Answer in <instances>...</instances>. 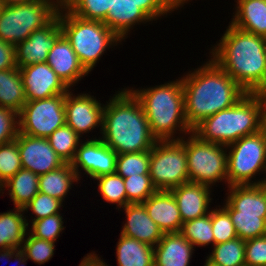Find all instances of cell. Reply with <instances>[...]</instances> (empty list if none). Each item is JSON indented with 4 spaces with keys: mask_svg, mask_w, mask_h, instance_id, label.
<instances>
[{
    "mask_svg": "<svg viewBox=\"0 0 266 266\" xmlns=\"http://www.w3.org/2000/svg\"><path fill=\"white\" fill-rule=\"evenodd\" d=\"M19 132L18 113L0 107V145L12 142Z\"/></svg>",
    "mask_w": 266,
    "mask_h": 266,
    "instance_id": "cell-44",
    "label": "cell"
},
{
    "mask_svg": "<svg viewBox=\"0 0 266 266\" xmlns=\"http://www.w3.org/2000/svg\"><path fill=\"white\" fill-rule=\"evenodd\" d=\"M116 245L118 266H154V247L123 234Z\"/></svg>",
    "mask_w": 266,
    "mask_h": 266,
    "instance_id": "cell-27",
    "label": "cell"
},
{
    "mask_svg": "<svg viewBox=\"0 0 266 266\" xmlns=\"http://www.w3.org/2000/svg\"><path fill=\"white\" fill-rule=\"evenodd\" d=\"M63 0H31L18 5H1L0 39L16 46L29 35L49 24Z\"/></svg>",
    "mask_w": 266,
    "mask_h": 266,
    "instance_id": "cell-7",
    "label": "cell"
},
{
    "mask_svg": "<svg viewBox=\"0 0 266 266\" xmlns=\"http://www.w3.org/2000/svg\"><path fill=\"white\" fill-rule=\"evenodd\" d=\"M31 0H0L1 5H18Z\"/></svg>",
    "mask_w": 266,
    "mask_h": 266,
    "instance_id": "cell-51",
    "label": "cell"
},
{
    "mask_svg": "<svg viewBox=\"0 0 266 266\" xmlns=\"http://www.w3.org/2000/svg\"><path fill=\"white\" fill-rule=\"evenodd\" d=\"M63 202L42 192H38L33 199L23 208L28 213L35 214L32 222L44 217L60 213Z\"/></svg>",
    "mask_w": 266,
    "mask_h": 266,
    "instance_id": "cell-43",
    "label": "cell"
},
{
    "mask_svg": "<svg viewBox=\"0 0 266 266\" xmlns=\"http://www.w3.org/2000/svg\"><path fill=\"white\" fill-rule=\"evenodd\" d=\"M212 187L196 182H186L171 189L180 211L182 222L197 219L210 213ZM209 210V211H208Z\"/></svg>",
    "mask_w": 266,
    "mask_h": 266,
    "instance_id": "cell-18",
    "label": "cell"
},
{
    "mask_svg": "<svg viewBox=\"0 0 266 266\" xmlns=\"http://www.w3.org/2000/svg\"><path fill=\"white\" fill-rule=\"evenodd\" d=\"M79 180L72 165L66 163L56 170L39 175V192L65 202L72 184Z\"/></svg>",
    "mask_w": 266,
    "mask_h": 266,
    "instance_id": "cell-28",
    "label": "cell"
},
{
    "mask_svg": "<svg viewBox=\"0 0 266 266\" xmlns=\"http://www.w3.org/2000/svg\"><path fill=\"white\" fill-rule=\"evenodd\" d=\"M117 153L100 137L87 139L79 144L74 160L70 163L81 180V170L92 179L116 172Z\"/></svg>",
    "mask_w": 266,
    "mask_h": 266,
    "instance_id": "cell-12",
    "label": "cell"
},
{
    "mask_svg": "<svg viewBox=\"0 0 266 266\" xmlns=\"http://www.w3.org/2000/svg\"><path fill=\"white\" fill-rule=\"evenodd\" d=\"M224 199L238 215L260 216L266 221V189L260 184L227 186Z\"/></svg>",
    "mask_w": 266,
    "mask_h": 266,
    "instance_id": "cell-21",
    "label": "cell"
},
{
    "mask_svg": "<svg viewBox=\"0 0 266 266\" xmlns=\"http://www.w3.org/2000/svg\"><path fill=\"white\" fill-rule=\"evenodd\" d=\"M194 246L180 233H164L154 247V266H190Z\"/></svg>",
    "mask_w": 266,
    "mask_h": 266,
    "instance_id": "cell-22",
    "label": "cell"
},
{
    "mask_svg": "<svg viewBox=\"0 0 266 266\" xmlns=\"http://www.w3.org/2000/svg\"><path fill=\"white\" fill-rule=\"evenodd\" d=\"M19 70L27 101L66 94L70 90L46 62L21 67Z\"/></svg>",
    "mask_w": 266,
    "mask_h": 266,
    "instance_id": "cell-16",
    "label": "cell"
},
{
    "mask_svg": "<svg viewBox=\"0 0 266 266\" xmlns=\"http://www.w3.org/2000/svg\"><path fill=\"white\" fill-rule=\"evenodd\" d=\"M149 217L164 233L180 232L182 219L171 191L157 190L143 202Z\"/></svg>",
    "mask_w": 266,
    "mask_h": 266,
    "instance_id": "cell-19",
    "label": "cell"
},
{
    "mask_svg": "<svg viewBox=\"0 0 266 266\" xmlns=\"http://www.w3.org/2000/svg\"><path fill=\"white\" fill-rule=\"evenodd\" d=\"M185 139L189 181L210 187L217 182L227 185V150L225 145L201 140L193 132Z\"/></svg>",
    "mask_w": 266,
    "mask_h": 266,
    "instance_id": "cell-8",
    "label": "cell"
},
{
    "mask_svg": "<svg viewBox=\"0 0 266 266\" xmlns=\"http://www.w3.org/2000/svg\"><path fill=\"white\" fill-rule=\"evenodd\" d=\"M152 21L135 3L113 0L106 18L102 21L122 41L128 37L133 26Z\"/></svg>",
    "mask_w": 266,
    "mask_h": 266,
    "instance_id": "cell-23",
    "label": "cell"
},
{
    "mask_svg": "<svg viewBox=\"0 0 266 266\" xmlns=\"http://www.w3.org/2000/svg\"><path fill=\"white\" fill-rule=\"evenodd\" d=\"M222 207L229 213L235 227L237 237L243 240L266 235V221L260 216L238 215L225 200Z\"/></svg>",
    "mask_w": 266,
    "mask_h": 266,
    "instance_id": "cell-33",
    "label": "cell"
},
{
    "mask_svg": "<svg viewBox=\"0 0 266 266\" xmlns=\"http://www.w3.org/2000/svg\"><path fill=\"white\" fill-rule=\"evenodd\" d=\"M211 219L215 245L237 238L231 217L223 207L218 205L216 209H211Z\"/></svg>",
    "mask_w": 266,
    "mask_h": 266,
    "instance_id": "cell-42",
    "label": "cell"
},
{
    "mask_svg": "<svg viewBox=\"0 0 266 266\" xmlns=\"http://www.w3.org/2000/svg\"><path fill=\"white\" fill-rule=\"evenodd\" d=\"M128 89L140 101L151 134L157 140H181L193 131L185 118L181 77L149 88Z\"/></svg>",
    "mask_w": 266,
    "mask_h": 266,
    "instance_id": "cell-4",
    "label": "cell"
},
{
    "mask_svg": "<svg viewBox=\"0 0 266 266\" xmlns=\"http://www.w3.org/2000/svg\"><path fill=\"white\" fill-rule=\"evenodd\" d=\"M123 210L126 214V222L120 234L155 247L162 239L163 232L149 217L144 204L129 203L123 207Z\"/></svg>",
    "mask_w": 266,
    "mask_h": 266,
    "instance_id": "cell-20",
    "label": "cell"
},
{
    "mask_svg": "<svg viewBox=\"0 0 266 266\" xmlns=\"http://www.w3.org/2000/svg\"><path fill=\"white\" fill-rule=\"evenodd\" d=\"M24 213L23 208L16 207L0 213V249L21 248L29 229L28 216Z\"/></svg>",
    "mask_w": 266,
    "mask_h": 266,
    "instance_id": "cell-25",
    "label": "cell"
},
{
    "mask_svg": "<svg viewBox=\"0 0 266 266\" xmlns=\"http://www.w3.org/2000/svg\"><path fill=\"white\" fill-rule=\"evenodd\" d=\"M204 266H217V265L212 264L209 260L206 259Z\"/></svg>",
    "mask_w": 266,
    "mask_h": 266,
    "instance_id": "cell-53",
    "label": "cell"
},
{
    "mask_svg": "<svg viewBox=\"0 0 266 266\" xmlns=\"http://www.w3.org/2000/svg\"><path fill=\"white\" fill-rule=\"evenodd\" d=\"M185 138L157 140L150 150L149 175L157 190L170 191L189 182Z\"/></svg>",
    "mask_w": 266,
    "mask_h": 266,
    "instance_id": "cell-9",
    "label": "cell"
},
{
    "mask_svg": "<svg viewBox=\"0 0 266 266\" xmlns=\"http://www.w3.org/2000/svg\"><path fill=\"white\" fill-rule=\"evenodd\" d=\"M15 141L18 143L22 169L41 175L66 164L50 146L47 138L18 132Z\"/></svg>",
    "mask_w": 266,
    "mask_h": 266,
    "instance_id": "cell-14",
    "label": "cell"
},
{
    "mask_svg": "<svg viewBox=\"0 0 266 266\" xmlns=\"http://www.w3.org/2000/svg\"><path fill=\"white\" fill-rule=\"evenodd\" d=\"M12 259L17 261L15 264L18 265L16 266H24L25 264H27L26 261H28V259L25 257V253L21 250V248L19 249L12 248Z\"/></svg>",
    "mask_w": 266,
    "mask_h": 266,
    "instance_id": "cell-48",
    "label": "cell"
},
{
    "mask_svg": "<svg viewBox=\"0 0 266 266\" xmlns=\"http://www.w3.org/2000/svg\"><path fill=\"white\" fill-rule=\"evenodd\" d=\"M123 2L135 3L152 20L156 21L161 16L167 17L178 8L187 4L186 0H122ZM182 6V7H181ZM166 15V16H165Z\"/></svg>",
    "mask_w": 266,
    "mask_h": 266,
    "instance_id": "cell-41",
    "label": "cell"
},
{
    "mask_svg": "<svg viewBox=\"0 0 266 266\" xmlns=\"http://www.w3.org/2000/svg\"><path fill=\"white\" fill-rule=\"evenodd\" d=\"M26 101L19 68L0 70V107L19 113Z\"/></svg>",
    "mask_w": 266,
    "mask_h": 266,
    "instance_id": "cell-29",
    "label": "cell"
},
{
    "mask_svg": "<svg viewBox=\"0 0 266 266\" xmlns=\"http://www.w3.org/2000/svg\"><path fill=\"white\" fill-rule=\"evenodd\" d=\"M81 137L68 125L56 129L47 139L50 146L65 163L74 160L76 150L82 142Z\"/></svg>",
    "mask_w": 266,
    "mask_h": 266,
    "instance_id": "cell-32",
    "label": "cell"
},
{
    "mask_svg": "<svg viewBox=\"0 0 266 266\" xmlns=\"http://www.w3.org/2000/svg\"><path fill=\"white\" fill-rule=\"evenodd\" d=\"M113 0H63V5L76 16L86 20L103 21Z\"/></svg>",
    "mask_w": 266,
    "mask_h": 266,
    "instance_id": "cell-35",
    "label": "cell"
},
{
    "mask_svg": "<svg viewBox=\"0 0 266 266\" xmlns=\"http://www.w3.org/2000/svg\"><path fill=\"white\" fill-rule=\"evenodd\" d=\"M57 16L62 34L71 43L79 62L88 73L96 67L107 49L122 42L102 21L80 18L64 5L60 6Z\"/></svg>",
    "mask_w": 266,
    "mask_h": 266,
    "instance_id": "cell-6",
    "label": "cell"
},
{
    "mask_svg": "<svg viewBox=\"0 0 266 266\" xmlns=\"http://www.w3.org/2000/svg\"><path fill=\"white\" fill-rule=\"evenodd\" d=\"M259 132L262 134L264 143L266 145V105L263 108L261 116H260Z\"/></svg>",
    "mask_w": 266,
    "mask_h": 266,
    "instance_id": "cell-49",
    "label": "cell"
},
{
    "mask_svg": "<svg viewBox=\"0 0 266 266\" xmlns=\"http://www.w3.org/2000/svg\"><path fill=\"white\" fill-rule=\"evenodd\" d=\"M180 233L189 241L194 248L215 245L212 232L211 209L210 213L182 223Z\"/></svg>",
    "mask_w": 266,
    "mask_h": 266,
    "instance_id": "cell-31",
    "label": "cell"
},
{
    "mask_svg": "<svg viewBox=\"0 0 266 266\" xmlns=\"http://www.w3.org/2000/svg\"><path fill=\"white\" fill-rule=\"evenodd\" d=\"M28 235V237H27ZM21 250L25 257L39 265L45 264L52 259L55 251V243L32 236L29 232L22 243Z\"/></svg>",
    "mask_w": 266,
    "mask_h": 266,
    "instance_id": "cell-37",
    "label": "cell"
},
{
    "mask_svg": "<svg viewBox=\"0 0 266 266\" xmlns=\"http://www.w3.org/2000/svg\"><path fill=\"white\" fill-rule=\"evenodd\" d=\"M78 266H108L95 252L88 253Z\"/></svg>",
    "mask_w": 266,
    "mask_h": 266,
    "instance_id": "cell-47",
    "label": "cell"
},
{
    "mask_svg": "<svg viewBox=\"0 0 266 266\" xmlns=\"http://www.w3.org/2000/svg\"><path fill=\"white\" fill-rule=\"evenodd\" d=\"M212 247V252L207 256V260L212 264L217 266H245V240L237 237Z\"/></svg>",
    "mask_w": 266,
    "mask_h": 266,
    "instance_id": "cell-30",
    "label": "cell"
},
{
    "mask_svg": "<svg viewBox=\"0 0 266 266\" xmlns=\"http://www.w3.org/2000/svg\"><path fill=\"white\" fill-rule=\"evenodd\" d=\"M226 150L227 185L259 184L258 179H253L262 172L264 174L266 167V145L262 134L244 136L226 146Z\"/></svg>",
    "mask_w": 266,
    "mask_h": 266,
    "instance_id": "cell-10",
    "label": "cell"
},
{
    "mask_svg": "<svg viewBox=\"0 0 266 266\" xmlns=\"http://www.w3.org/2000/svg\"><path fill=\"white\" fill-rule=\"evenodd\" d=\"M22 169L18 143L0 145V186Z\"/></svg>",
    "mask_w": 266,
    "mask_h": 266,
    "instance_id": "cell-40",
    "label": "cell"
},
{
    "mask_svg": "<svg viewBox=\"0 0 266 266\" xmlns=\"http://www.w3.org/2000/svg\"><path fill=\"white\" fill-rule=\"evenodd\" d=\"M0 261L12 260V248L0 249Z\"/></svg>",
    "mask_w": 266,
    "mask_h": 266,
    "instance_id": "cell-50",
    "label": "cell"
},
{
    "mask_svg": "<svg viewBox=\"0 0 266 266\" xmlns=\"http://www.w3.org/2000/svg\"><path fill=\"white\" fill-rule=\"evenodd\" d=\"M265 105L264 93H246L232 107L203 119L192 132L203 141L228 146L259 132Z\"/></svg>",
    "mask_w": 266,
    "mask_h": 266,
    "instance_id": "cell-5",
    "label": "cell"
},
{
    "mask_svg": "<svg viewBox=\"0 0 266 266\" xmlns=\"http://www.w3.org/2000/svg\"><path fill=\"white\" fill-rule=\"evenodd\" d=\"M245 266H266V235L245 240Z\"/></svg>",
    "mask_w": 266,
    "mask_h": 266,
    "instance_id": "cell-45",
    "label": "cell"
},
{
    "mask_svg": "<svg viewBox=\"0 0 266 266\" xmlns=\"http://www.w3.org/2000/svg\"><path fill=\"white\" fill-rule=\"evenodd\" d=\"M65 96L58 94L50 98L26 101L18 113L19 132L47 138L56 129L66 124Z\"/></svg>",
    "mask_w": 266,
    "mask_h": 266,
    "instance_id": "cell-11",
    "label": "cell"
},
{
    "mask_svg": "<svg viewBox=\"0 0 266 266\" xmlns=\"http://www.w3.org/2000/svg\"><path fill=\"white\" fill-rule=\"evenodd\" d=\"M264 175L266 176V167H265V171H264ZM259 184L264 188L266 189V177H263L261 179H259Z\"/></svg>",
    "mask_w": 266,
    "mask_h": 266,
    "instance_id": "cell-52",
    "label": "cell"
},
{
    "mask_svg": "<svg viewBox=\"0 0 266 266\" xmlns=\"http://www.w3.org/2000/svg\"><path fill=\"white\" fill-rule=\"evenodd\" d=\"M231 25L266 38V0H236Z\"/></svg>",
    "mask_w": 266,
    "mask_h": 266,
    "instance_id": "cell-24",
    "label": "cell"
},
{
    "mask_svg": "<svg viewBox=\"0 0 266 266\" xmlns=\"http://www.w3.org/2000/svg\"><path fill=\"white\" fill-rule=\"evenodd\" d=\"M70 89L65 96V120L81 138L98 127L102 132L104 104L94 95L80 93L77 96ZM83 134V135H82Z\"/></svg>",
    "mask_w": 266,
    "mask_h": 266,
    "instance_id": "cell-13",
    "label": "cell"
},
{
    "mask_svg": "<svg viewBox=\"0 0 266 266\" xmlns=\"http://www.w3.org/2000/svg\"><path fill=\"white\" fill-rule=\"evenodd\" d=\"M63 215L57 213L48 217H44L31 222V228L28 232L38 238L47 241L56 242L60 236V233L64 230Z\"/></svg>",
    "mask_w": 266,
    "mask_h": 266,
    "instance_id": "cell-38",
    "label": "cell"
},
{
    "mask_svg": "<svg viewBox=\"0 0 266 266\" xmlns=\"http://www.w3.org/2000/svg\"><path fill=\"white\" fill-rule=\"evenodd\" d=\"M15 67V46L0 39V70H8Z\"/></svg>",
    "mask_w": 266,
    "mask_h": 266,
    "instance_id": "cell-46",
    "label": "cell"
},
{
    "mask_svg": "<svg viewBox=\"0 0 266 266\" xmlns=\"http://www.w3.org/2000/svg\"><path fill=\"white\" fill-rule=\"evenodd\" d=\"M94 180L98 181V192H100L103 200L110 204H116L118 210L127 205L126 189L122 176L115 172L99 176Z\"/></svg>",
    "mask_w": 266,
    "mask_h": 266,
    "instance_id": "cell-34",
    "label": "cell"
},
{
    "mask_svg": "<svg viewBox=\"0 0 266 266\" xmlns=\"http://www.w3.org/2000/svg\"><path fill=\"white\" fill-rule=\"evenodd\" d=\"M182 79L184 112L193 129L206 117L232 107L246 92L212 59Z\"/></svg>",
    "mask_w": 266,
    "mask_h": 266,
    "instance_id": "cell-2",
    "label": "cell"
},
{
    "mask_svg": "<svg viewBox=\"0 0 266 266\" xmlns=\"http://www.w3.org/2000/svg\"><path fill=\"white\" fill-rule=\"evenodd\" d=\"M4 190H8L14 207L24 208L39 192V175L30 170L20 169L0 186V193L4 194Z\"/></svg>",
    "mask_w": 266,
    "mask_h": 266,
    "instance_id": "cell-26",
    "label": "cell"
},
{
    "mask_svg": "<svg viewBox=\"0 0 266 266\" xmlns=\"http://www.w3.org/2000/svg\"><path fill=\"white\" fill-rule=\"evenodd\" d=\"M46 63L69 89L89 74L79 62L71 43L63 34L49 51Z\"/></svg>",
    "mask_w": 266,
    "mask_h": 266,
    "instance_id": "cell-17",
    "label": "cell"
},
{
    "mask_svg": "<svg viewBox=\"0 0 266 266\" xmlns=\"http://www.w3.org/2000/svg\"><path fill=\"white\" fill-rule=\"evenodd\" d=\"M62 35L59 17L33 31L29 37L15 46V62L18 68L45 63L56 40Z\"/></svg>",
    "mask_w": 266,
    "mask_h": 266,
    "instance_id": "cell-15",
    "label": "cell"
},
{
    "mask_svg": "<svg viewBox=\"0 0 266 266\" xmlns=\"http://www.w3.org/2000/svg\"><path fill=\"white\" fill-rule=\"evenodd\" d=\"M115 93L104 105L100 139L117 154L151 150L157 139L140 101L127 87Z\"/></svg>",
    "mask_w": 266,
    "mask_h": 266,
    "instance_id": "cell-3",
    "label": "cell"
},
{
    "mask_svg": "<svg viewBox=\"0 0 266 266\" xmlns=\"http://www.w3.org/2000/svg\"><path fill=\"white\" fill-rule=\"evenodd\" d=\"M210 58L246 92L266 91V38L229 24Z\"/></svg>",
    "mask_w": 266,
    "mask_h": 266,
    "instance_id": "cell-1",
    "label": "cell"
},
{
    "mask_svg": "<svg viewBox=\"0 0 266 266\" xmlns=\"http://www.w3.org/2000/svg\"><path fill=\"white\" fill-rule=\"evenodd\" d=\"M127 195V204L143 203L157 189L151 182L150 175H137L123 178Z\"/></svg>",
    "mask_w": 266,
    "mask_h": 266,
    "instance_id": "cell-39",
    "label": "cell"
},
{
    "mask_svg": "<svg viewBox=\"0 0 266 266\" xmlns=\"http://www.w3.org/2000/svg\"><path fill=\"white\" fill-rule=\"evenodd\" d=\"M150 150L137 153L118 154L116 173L123 178L137 175H149Z\"/></svg>",
    "mask_w": 266,
    "mask_h": 266,
    "instance_id": "cell-36",
    "label": "cell"
}]
</instances>
